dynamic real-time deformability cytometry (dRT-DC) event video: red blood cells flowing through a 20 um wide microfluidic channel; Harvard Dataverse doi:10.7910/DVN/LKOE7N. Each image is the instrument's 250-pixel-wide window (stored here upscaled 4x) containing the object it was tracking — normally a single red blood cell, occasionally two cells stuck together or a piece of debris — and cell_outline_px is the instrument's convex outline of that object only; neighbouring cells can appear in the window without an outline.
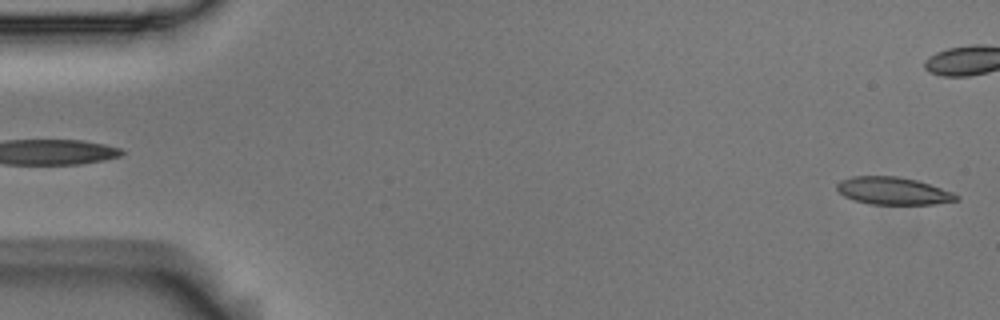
{"species": "Egyptian fruit bat (a non-hibernating species)", "species_latin": "Rousettus aegyptiacus", "temperature_condition": "room temperature", "stored_images_in_passage": 6, "segment_of_instrument_passage": [2, 2], "camera_frame_rate_fps": 3000, "um_per_image_px": 0.085, "animal": {"sex": "male"}, "frame": {"image": 1, "passage_image": 6, "time_ms": 1.667, "image_size_px": [1000, 320], "cell_outline_px": [[960, 200], [932, 204], [868, 204], [852, 200], [844, 196], [836, 188], [836, 184], [840, 180], [852, 176], [896, 176], [916, 180], [952, 192], [960, 196]], "centroid_in_image_um": [75.88, 16.23], "position_along_channel_um": 9.1, "area_um2": 19.13}}